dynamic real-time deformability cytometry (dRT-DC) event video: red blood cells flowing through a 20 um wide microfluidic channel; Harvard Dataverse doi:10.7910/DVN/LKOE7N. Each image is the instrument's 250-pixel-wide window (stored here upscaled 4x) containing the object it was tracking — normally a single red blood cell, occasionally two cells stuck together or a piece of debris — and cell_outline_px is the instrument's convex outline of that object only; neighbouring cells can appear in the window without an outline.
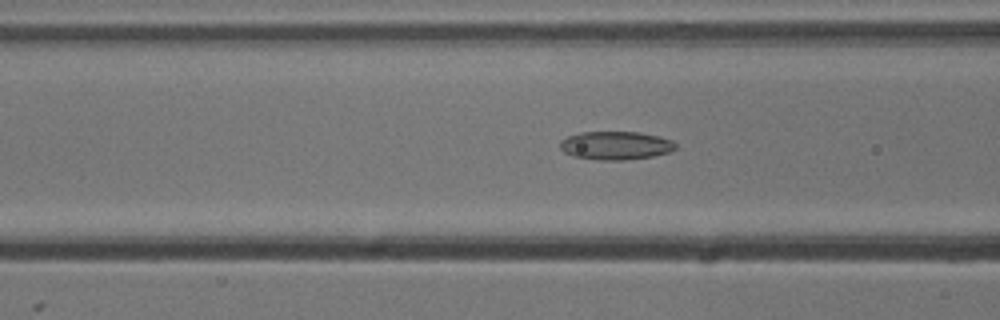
{"species": "common noctule bat (a hibernating species)", "species_latin": "Nyctalus noctula", "temperature_condition": "cold", "stored_images_in_passage": 53, "camera_frame_rate_fps": 3000, "um_per_image_px": 0.085, "animal": {"sex": "male", "body_mass_g": 13.3}, "frame": {"image": 1, "passage_image": 20, "time_ms": 6.333, "image_size_px": [1000, 320], "cell_outline_px": [[676, 148], [668, 152], [652, 156], [624, 160], [600, 160], [572, 156], [564, 152], [560, 148], [560, 140], [568, 136], [580, 132], [640, 132], [672, 140], [676, 144]], "centroid_in_image_um": [52.3, 12.36], "position_along_channel_um": 114.3, "area_um2": 19.02}}
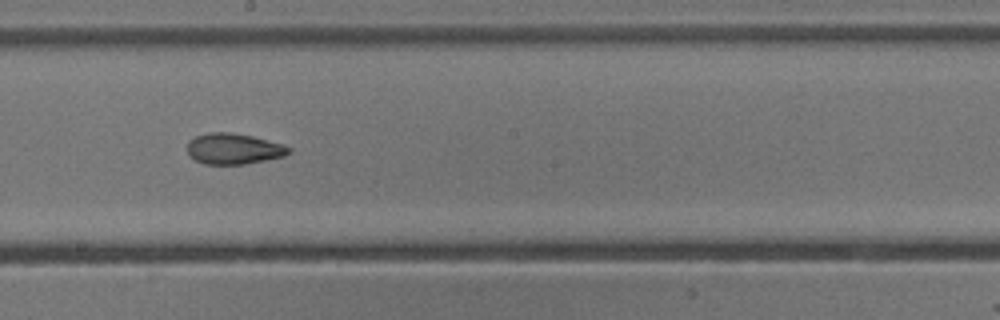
{"frame": {"image": 2, "passage_image": 29, "time_ms": 9.333, "image_size_px": [1000, 320], "cell_outline_px": [[292, 152], [284, 156], [244, 164], [204, 164], [188, 156], [188, 140], [196, 136], [208, 132], [232, 132], [252, 136], [284, 144], [292, 148]], "centroid_in_image_um": [19.87, 12.64], "position_along_channel_um": 228.3, "area_um2": 18.38}}
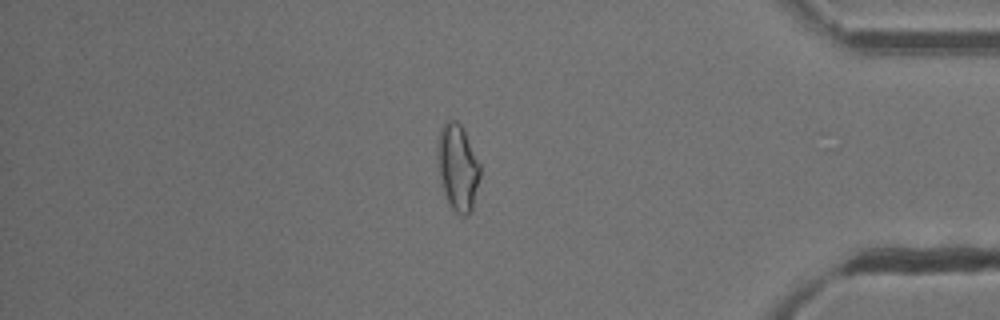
{"frame": {"image": 3, "passage_image": 45, "time_ms": 14.667, "image_size_px": [1000, 320], "cell_outline_px": [[480, 176], [472, 212], [468, 216], [464, 216], [456, 212], [448, 204], [440, 184], [436, 148], [440, 128], [448, 120], [456, 120], [460, 124], [480, 164]], "centroid_in_image_um": [38.89, 14.27], "position_along_channel_um": 396.3, "area_um2": 21.62}, "authors_computed_cell_mechanics": {"area_um2": 19.8254, "velocity_mm_per_s": 3.7887, "shape_relaxation_time_tau1_ms": 8.649, "shape_relaxation_time_tau2_ms": 2.3101, "deformation_change_tau1": 0.1958, "deformation_change_tau2": 0.087}}